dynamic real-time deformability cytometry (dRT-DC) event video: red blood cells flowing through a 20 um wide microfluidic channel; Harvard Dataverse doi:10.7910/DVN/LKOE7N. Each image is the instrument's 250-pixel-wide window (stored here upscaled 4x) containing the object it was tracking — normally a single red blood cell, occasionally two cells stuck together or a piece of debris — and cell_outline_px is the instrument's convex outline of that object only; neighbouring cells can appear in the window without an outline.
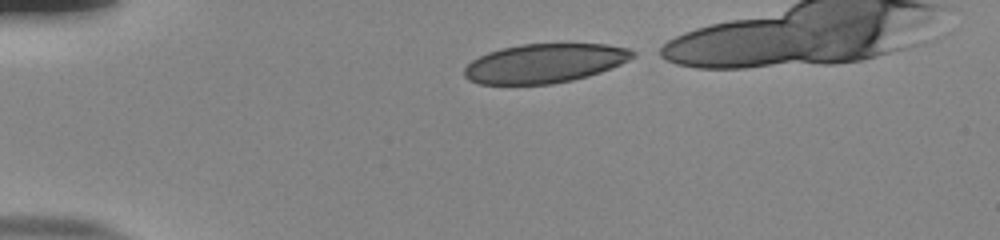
{"species": "human", "species_latin": "Homo sapiens", "temperature_condition": "room temperature", "stored_images_in_passage": 37, "camera_frame_rate_fps": 3000, "um_per_image_px": 0.085, "donor": {"sex": "male"}, "frame": {"image": 1, "passage_image": 1, "time_ms": 0.0, "image_size_px": [1000, 240], "cell_outline_px": [[636, 56], [612, 68], [588, 76], [572, 80], [552, 84], [480, 84], [468, 80], [464, 76], [464, 68], [472, 60], [488, 52], [500, 48], [520, 44], [608, 44], [628, 48], [636, 52]], "centroid_in_image_um": [46.3, 5.38], "position_along_channel_um": 38.7, "area_um2": 38.49}}
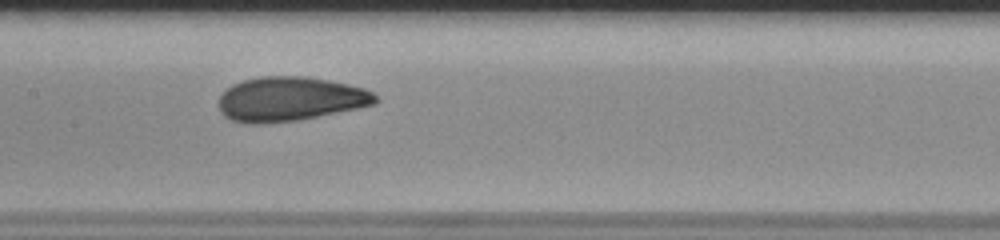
{"frame": {"image": 2, "passage_image": 16, "time_ms": 5.0, "image_size_px": [1000, 240], "cell_outline_px": [[380, 100], [372, 104], [356, 108], [296, 120], [260, 124], [252, 124], [232, 120], [224, 116], [220, 112], [220, 96], [232, 84], [244, 80], [260, 76], [304, 76], [328, 80], [364, 88], [372, 92]], "centroid_in_image_um": [24.62, 8.41], "position_along_channel_um": 182.8, "area_um2": 40.0}}
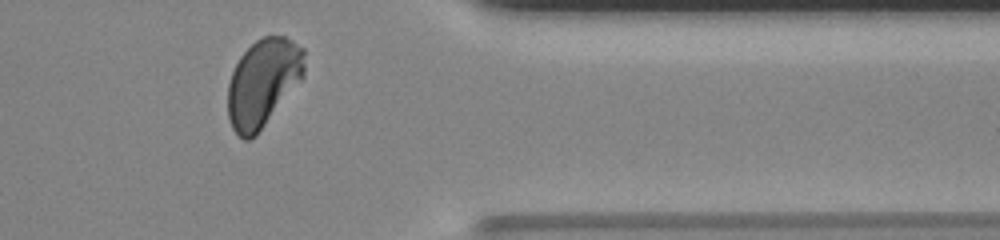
{"frame": {"image": 3, "passage_image": 33, "time_ms": 10.667, "image_size_px": [1000, 240], "cell_outline_px": [[304, 76], [256, 136], [248, 140], [244, 140], [232, 128], [228, 116], [228, 84], [232, 72], [240, 56], [256, 40], [264, 36], [284, 36], [292, 40], [304, 48]], "centroid_in_image_um": [22.36, 7.03], "position_along_channel_um": 389.0, "area_um2": 39.02}}